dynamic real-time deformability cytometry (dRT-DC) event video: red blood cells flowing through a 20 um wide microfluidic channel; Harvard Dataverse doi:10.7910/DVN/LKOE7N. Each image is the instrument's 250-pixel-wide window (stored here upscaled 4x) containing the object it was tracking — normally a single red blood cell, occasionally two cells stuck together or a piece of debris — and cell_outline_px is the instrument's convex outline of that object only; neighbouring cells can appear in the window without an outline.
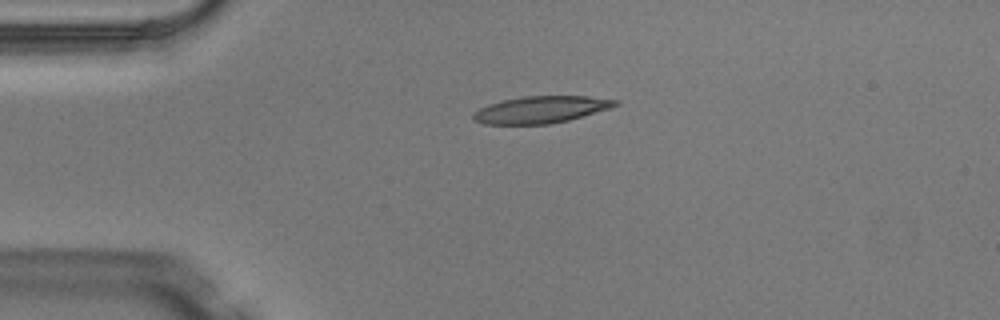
{"species": "Egyptian fruit bat (a non-hibernating species)", "species_latin": "Rousettus aegyptiacus", "temperature_condition": "warm", "stored_images_in_passage": 3, "camera_frame_rate_fps": 3000, "um_per_image_px": 0.085, "animal": {"sex": "male"}, "frame": {"image": 1, "passage_image": 2, "time_ms": 0.333, "image_size_px": [1000, 320], "cell_outline_px": [[620, 104], [612, 108], [568, 120], [548, 124], [484, 124], [472, 120], [472, 116], [480, 108], [488, 104], [504, 100], [524, 96], [588, 96], [620, 100]], "centroid_in_image_um": [46.02, 9.31], "position_along_channel_um": 39.0, "area_um2": 22.31}}